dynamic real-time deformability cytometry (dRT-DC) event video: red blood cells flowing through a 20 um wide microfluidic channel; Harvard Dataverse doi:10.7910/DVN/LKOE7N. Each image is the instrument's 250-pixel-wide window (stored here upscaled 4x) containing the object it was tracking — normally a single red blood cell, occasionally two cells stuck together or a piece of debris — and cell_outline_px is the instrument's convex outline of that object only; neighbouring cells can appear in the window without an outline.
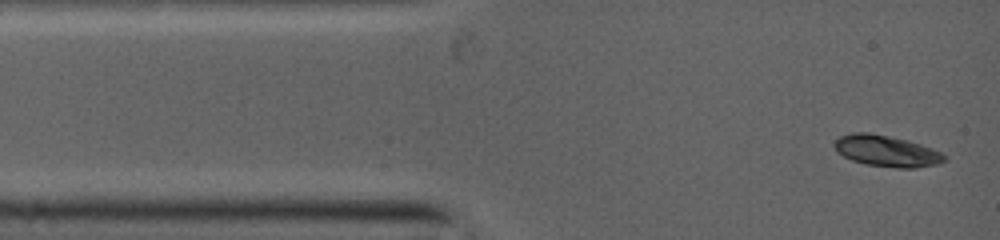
{"species": "common noctule bat (a hibernating species)", "species_latin": "Nyctalus noctula", "temperature_condition": "warm", "stored_images_in_passage": 30, "segment_of_instrument_passage": [1, 2], "camera_frame_rate_fps": 5000, "um_per_image_px": 0.085, "animal": {"sex": "female", "body_mass_g": 19.0, "forearm_length_mm": 53.3}, "frame": {"image": 1, "passage_image": 1, "time_ms": 0.0, "image_size_px": [1000, 240], "cell_outline_px": [[944, 160], [936, 164], [912, 168], [896, 168], [868, 164], [852, 160], [844, 156], [836, 148], [836, 140], [840, 136], [852, 132], [868, 132], [904, 140], [940, 152], [944, 156]], "centroid_in_image_um": [75.31, 12.84], "position_along_channel_um": 9.7, "area_um2": 19.13}}
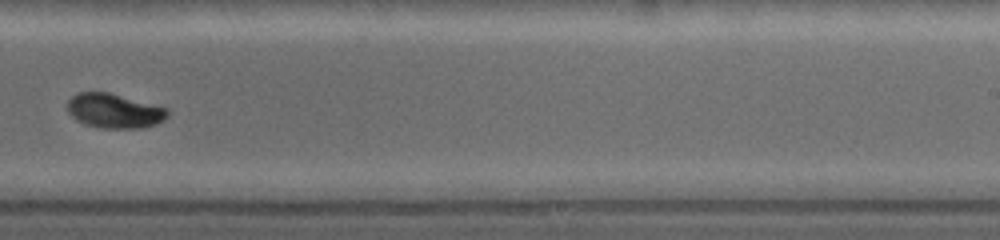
{"frame": {"image": 2, "passage_image": 13, "time_ms": 7.2, "image_size_px": [1000, 240], "cell_outline_px": [[168, 112], [160, 120], [144, 128], [100, 128], [84, 124], [76, 120], [68, 112], [68, 100], [72, 96], [80, 92], [108, 92], [168, 108]], "centroid_in_image_um": [9.65, 9.42], "position_along_channel_um": 279.3, "area_um2": 19.83}}
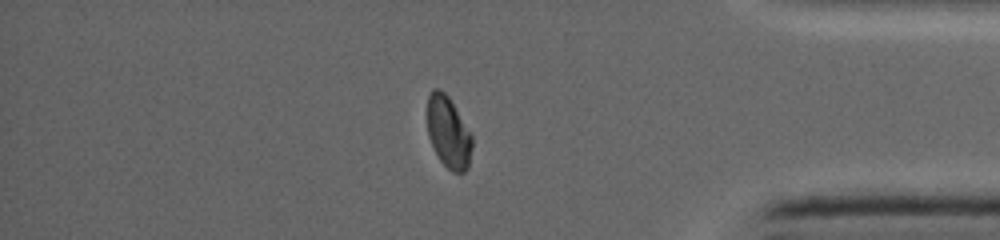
{"frame": {"image": 3, "passage_image": 20, "time_ms": 10.4, "image_size_px": [1000, 240], "cell_outline_px": [[472, 148], [468, 168], [464, 172], [452, 172], [440, 160], [432, 144], [428, 132], [428, 96], [432, 88], [440, 88], [448, 96], [472, 136]], "centroid_in_image_um": [38.12, 11.24], "position_along_channel_um": 397.1, "area_um2": 18.38}}